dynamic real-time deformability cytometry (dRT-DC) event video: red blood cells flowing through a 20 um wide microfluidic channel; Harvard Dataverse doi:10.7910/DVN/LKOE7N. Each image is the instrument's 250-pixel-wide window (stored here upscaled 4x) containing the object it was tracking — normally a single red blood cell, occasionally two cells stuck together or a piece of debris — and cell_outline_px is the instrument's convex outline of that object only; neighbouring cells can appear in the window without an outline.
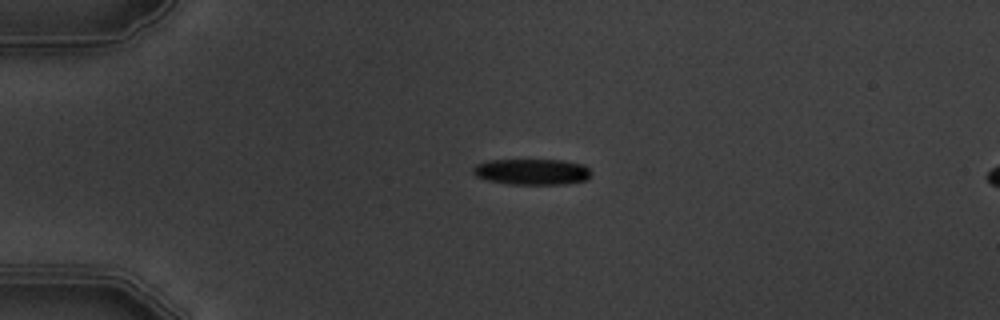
{"species": "common noctule bat (a hibernating species)", "species_latin": "Nyctalus noctula", "temperature_condition": "warm", "stored_images_in_passage": 3, "camera_frame_rate_fps": 3000, "um_per_image_px": 0.085, "animal": {"sex": "male", "body_mass_g": 19.5, "forearm_length_mm": 54.6}, "frame": {"image": 1, "passage_image": 1, "time_ms": 0.0, "image_size_px": [1000, 320], "cell_outline_px": [[592, 172], [584, 180], [564, 184], [508, 184], [488, 180], [476, 176], [472, 172], [472, 168], [476, 164], [488, 160], [564, 160], [584, 164]], "centroid_in_image_um": [45.19, 14.59], "position_along_channel_um": 39.8, "area_um2": 17.86}}